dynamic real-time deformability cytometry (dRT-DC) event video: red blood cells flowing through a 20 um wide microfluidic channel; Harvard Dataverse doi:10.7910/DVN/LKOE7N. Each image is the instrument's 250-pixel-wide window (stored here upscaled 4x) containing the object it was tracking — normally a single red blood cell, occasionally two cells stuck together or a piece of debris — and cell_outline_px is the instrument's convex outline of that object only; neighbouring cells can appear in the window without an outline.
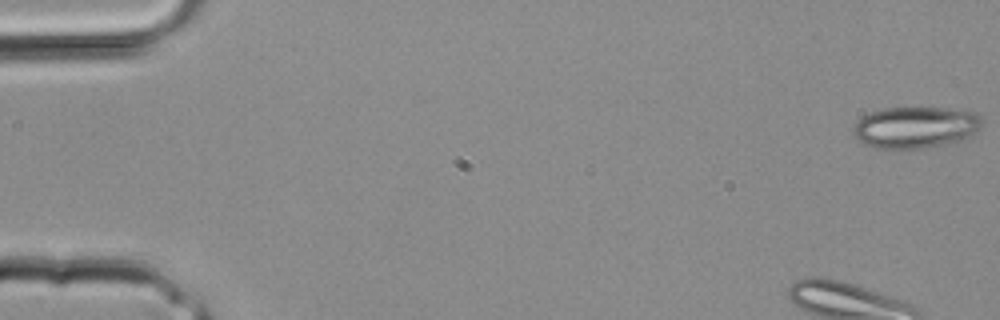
{"species": "common noctule bat (a hibernating species)", "species_latin": "Nyctalus noctula", "temperature_condition": "room temperature", "stored_images_in_passage": 34, "camera_frame_rate_fps": 3000, "um_per_image_px": 0.085, "animal": {"sex": "male", "body_mass_g": 20.4}, "frame": {"image": 1, "passage_image": 1, "time_ms": 0.0, "image_size_px": [1000, 320], "cell_outline_px": [[980, 128], [976, 132], [952, 144], [924, 148], [872, 148], [864, 144], [852, 132], [852, 128], [856, 120], [872, 112], [884, 108], [944, 108], [976, 112], [980, 116]], "centroid_in_image_um": [77.8, 10.83], "position_along_channel_um": 7.2, "area_um2": 31.15}}